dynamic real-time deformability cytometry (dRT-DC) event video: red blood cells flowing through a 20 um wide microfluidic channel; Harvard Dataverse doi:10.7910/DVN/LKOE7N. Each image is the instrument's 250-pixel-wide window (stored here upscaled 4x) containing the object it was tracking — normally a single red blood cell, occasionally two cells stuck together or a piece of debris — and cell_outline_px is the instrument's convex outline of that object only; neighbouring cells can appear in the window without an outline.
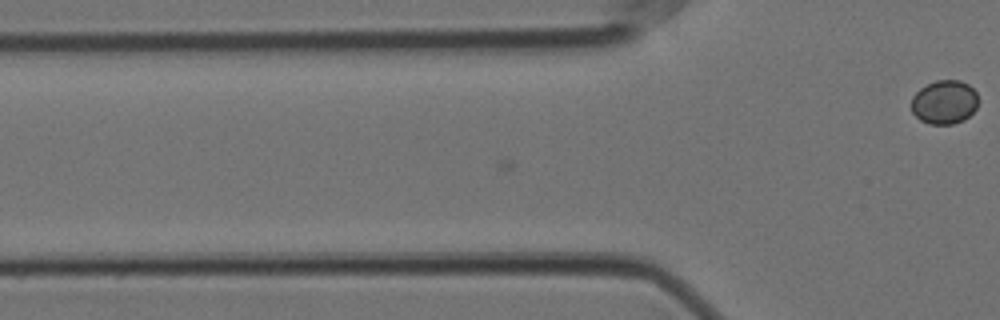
{"species": "Egyptian fruit bat (a non-hibernating species)", "species_latin": "Rousettus aegyptiacus", "temperature_condition": "cold", "stored_images_in_passage": 5, "camera_frame_rate_fps": 3000, "um_per_image_px": 0.085, "animal": {"sex": "female"}, "frame": {"image": 1, "passage_image": 5, "time_ms": 1.333, "image_size_px": [1000, 320], "cell_outline_px": [[976, 108], [964, 120], [952, 124], [928, 124], [920, 120], [912, 112], [912, 96], [920, 88], [936, 80], [960, 80], [968, 84], [976, 92]], "centroid_in_image_um": [80.25, 8.68], "position_along_channel_um": 45.5, "area_um2": 16.99}}